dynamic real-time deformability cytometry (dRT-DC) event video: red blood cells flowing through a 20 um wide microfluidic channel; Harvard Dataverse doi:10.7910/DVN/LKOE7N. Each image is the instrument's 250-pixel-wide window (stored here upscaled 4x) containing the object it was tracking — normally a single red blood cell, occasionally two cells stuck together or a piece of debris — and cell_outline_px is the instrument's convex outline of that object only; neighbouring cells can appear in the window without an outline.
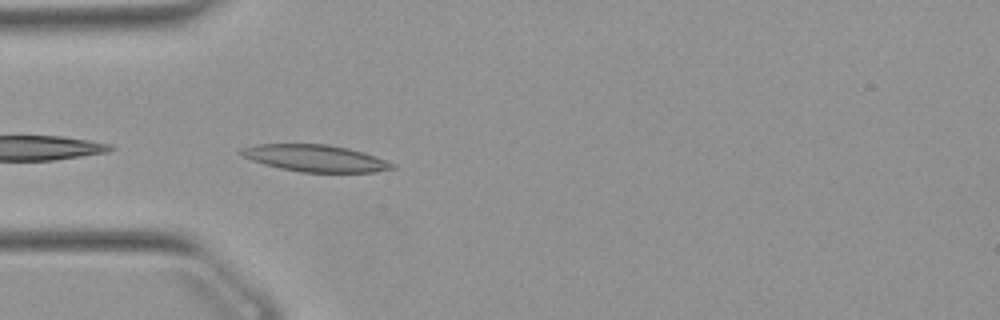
{"species": "Egyptian fruit bat (a non-hibernating species)", "species_latin": "Rousettus aegyptiacus", "temperature_condition": "warm", "stored_images_in_passage": 33, "camera_frame_rate_fps": 3000, "um_per_image_px": 0.085, "animal": {"sex": "female"}, "frame": {"image": 1, "passage_image": 1, "time_ms": 0.0, "image_size_px": [1000, 320], "cell_outline_px": [[396, 168], [376, 172], [300, 172], [280, 168], [264, 164], [240, 156], [236, 152], [240, 148], [256, 144], [328, 144], [348, 148], [364, 152], [396, 164]], "centroid_in_image_um": [26.77, 13.44], "position_along_channel_um": 58.2, "area_um2": 23.87}}
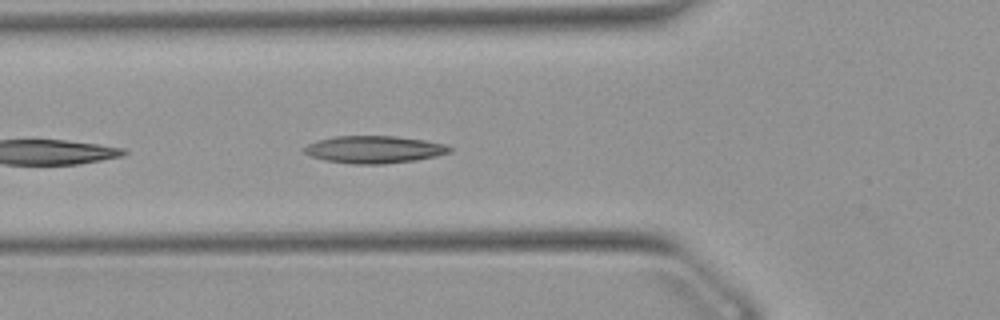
{"frame": {"image": 2, "passage_image": 4, "time_ms": 1.0, "image_size_px": [1000, 320], "cell_outline_px": [[452, 152], [436, 156], [416, 160], [384, 164], [352, 164], [324, 160], [312, 156], [304, 152], [300, 148], [308, 144], [320, 140], [336, 136], [396, 136], [424, 140], [444, 144], [452, 148]], "centroid_in_image_um": [31.8, 12.71], "position_along_channel_um": 94.0, "area_um2": 23.18}}
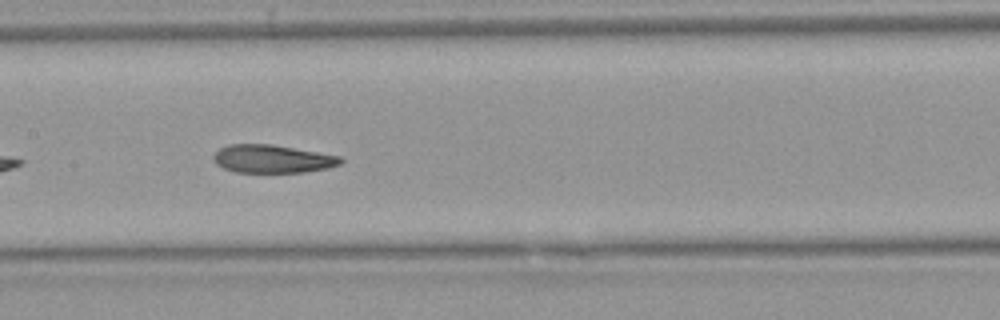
{"frame": {"image": 3, "passage_image": 11, "time_ms": 3.333, "image_size_px": [1000, 320], "cell_outline_px": [[344, 160], [340, 164], [328, 168], [304, 172], [236, 172], [224, 168], [216, 164], [212, 160], [212, 156], [220, 148], [228, 144], [272, 144], [340, 156]], "centroid_in_image_um": [23.13, 13.5], "position_along_channel_um": 184.3, "area_um2": 20.81}}